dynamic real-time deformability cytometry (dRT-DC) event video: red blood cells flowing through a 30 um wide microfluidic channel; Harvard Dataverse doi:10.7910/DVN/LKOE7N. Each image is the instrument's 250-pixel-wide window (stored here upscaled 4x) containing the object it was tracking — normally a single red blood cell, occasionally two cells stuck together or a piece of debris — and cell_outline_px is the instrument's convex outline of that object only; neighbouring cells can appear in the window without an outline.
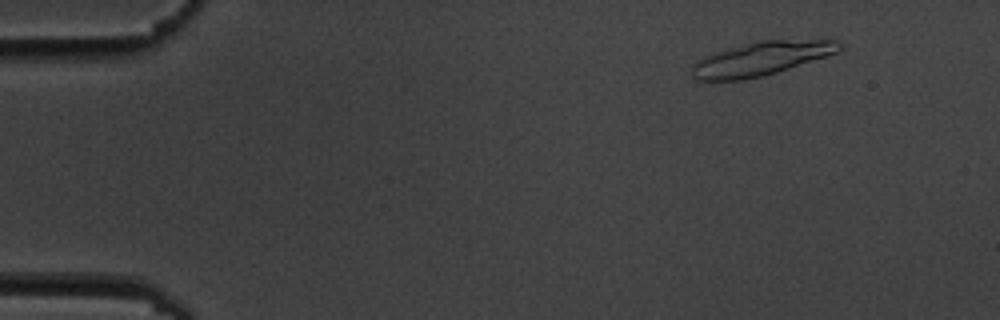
{"species": "common noctule bat (a hibernating species)", "species_latin": "Nyctalus noctula", "temperature_condition": "cold", "stored_images_in_passage": 5, "camera_frame_rate_fps": 3000, "um_per_image_px": 0.085, "animal": {"sex": "male", "body_mass_g": 19.5, "forearm_length_mm": 54.6}, "frame": {"image": 1, "passage_image": 2, "time_ms": 1.0, "image_size_px": [1000, 320], "cell_outline_px": [[844, 44], [836, 52], [764, 76], [744, 80], [696, 80], [692, 76], [692, 64], [696, 60], [712, 52], [760, 40], [836, 40]], "centroid_in_image_um": [64.61, 4.99], "position_along_channel_um": 20.4, "area_um2": 28.73}}